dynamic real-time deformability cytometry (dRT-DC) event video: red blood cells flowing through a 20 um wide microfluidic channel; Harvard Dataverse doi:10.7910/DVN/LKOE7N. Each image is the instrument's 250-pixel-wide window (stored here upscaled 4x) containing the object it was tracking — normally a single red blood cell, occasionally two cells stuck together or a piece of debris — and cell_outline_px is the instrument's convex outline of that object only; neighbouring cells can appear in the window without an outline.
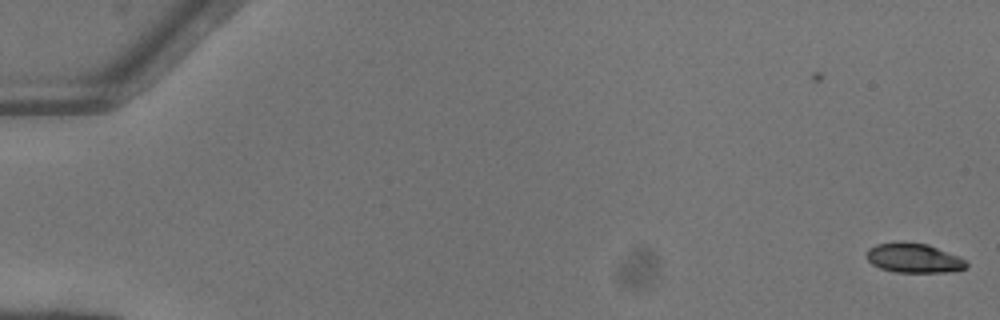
{"species": "common noctule bat (a hibernating species)", "species_latin": "Nyctalus noctula", "temperature_condition": "warm", "stored_images_in_passage": 5, "camera_frame_rate_fps": 3000, "um_per_image_px": 0.085, "animal": {"sex": "female"}, "frame": {"image": 1, "passage_image": 5, "time_ms": 1.333, "image_size_px": [1000, 320], "cell_outline_px": [[968, 268], [944, 272], [896, 272], [880, 268], [872, 264], [864, 256], [864, 252], [868, 248], [876, 244], [928, 244], [960, 256], [968, 264]], "centroid_in_image_um": [77.67, 21.96], "position_along_channel_um": 7.3, "area_um2": 16.82}}